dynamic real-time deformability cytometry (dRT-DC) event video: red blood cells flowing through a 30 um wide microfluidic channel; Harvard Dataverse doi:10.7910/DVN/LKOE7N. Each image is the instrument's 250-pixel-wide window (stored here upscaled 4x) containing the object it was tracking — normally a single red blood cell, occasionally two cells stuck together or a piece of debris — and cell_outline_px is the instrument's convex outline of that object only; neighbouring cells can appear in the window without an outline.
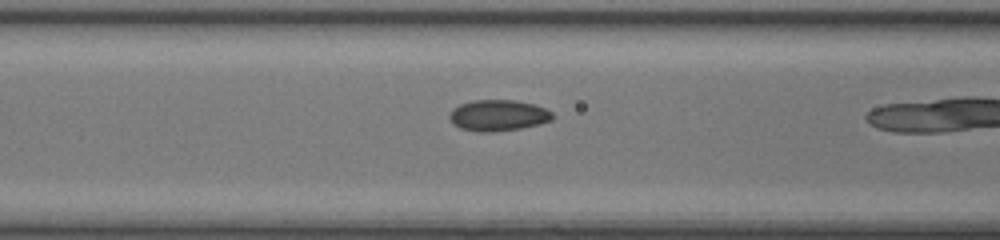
{"species": "common noctule bat (a hibernating species)", "species_latin": "Nyctalus noctula", "temperature_condition": "room temperature", "stored_images_in_passage": 20, "camera_frame_rate_fps": 3000, "um_per_image_px": 0.085, "animal": {"sex": "female", "body_mass_g": 17.0, "forearm_length_mm": 48.0}, "frame": {"image": 1, "passage_image": 16, "time_ms": 5.0, "image_size_px": [1000, 240], "cell_outline_px": [[556, 116], [552, 120], [540, 124], [520, 128], [492, 132], [480, 132], [460, 128], [452, 124], [448, 116], [452, 108], [460, 104], [472, 100], [516, 100], [532, 104], [544, 108], [552, 112]], "centroid_in_image_um": [42.33, 9.81], "position_along_channel_um": 124.3, "area_um2": 18.84}}
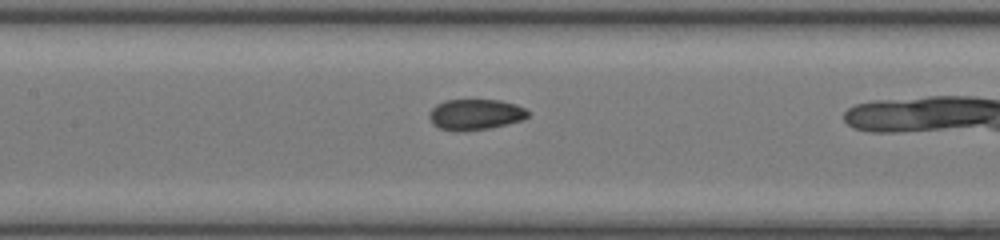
{"frame": {"image": 2, "passage_image": 19, "time_ms": 6.0, "image_size_px": [1000, 240], "cell_outline_px": [[528, 116], [524, 120], [508, 124], [488, 128], [460, 132], [440, 128], [432, 124], [428, 116], [428, 112], [436, 104], [444, 100], [500, 100], [516, 104], [524, 108], [528, 112]], "centroid_in_image_um": [40.38, 9.73], "position_along_channel_um": 167.0, "area_um2": 17.86}}